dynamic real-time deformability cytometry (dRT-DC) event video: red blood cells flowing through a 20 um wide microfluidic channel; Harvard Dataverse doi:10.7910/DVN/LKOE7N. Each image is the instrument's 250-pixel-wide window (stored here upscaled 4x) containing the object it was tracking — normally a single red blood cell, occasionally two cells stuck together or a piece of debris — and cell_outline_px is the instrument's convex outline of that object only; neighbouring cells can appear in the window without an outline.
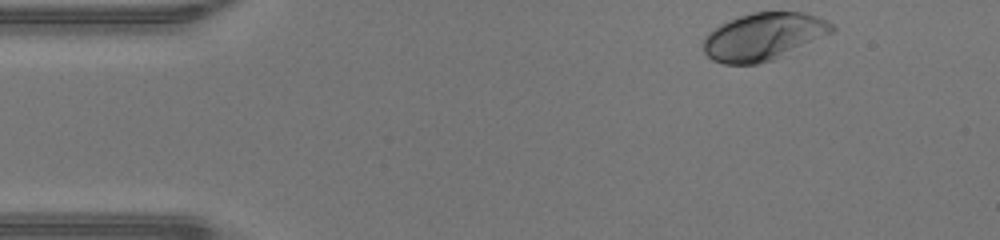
{"species": "human", "species_latin": "Homo sapiens", "temperature_condition": "warm", "stored_images_in_passage": 42, "camera_frame_rate_fps": 3000, "um_per_image_px": 0.085, "donor": {"sex": "male"}, "frame": {"image": 1, "passage_image": 1, "time_ms": 0.0, "image_size_px": [1000, 240], "cell_outline_px": [[836, 28], [832, 32], [772, 60], [756, 64], [724, 64], [712, 60], [704, 52], [704, 36], [708, 32], [720, 24], [740, 16], [752, 12], [804, 12], [816, 16], [832, 24]], "centroid_in_image_um": [64.85, 3.1], "position_along_channel_um": 20.1, "area_um2": 35.08}}
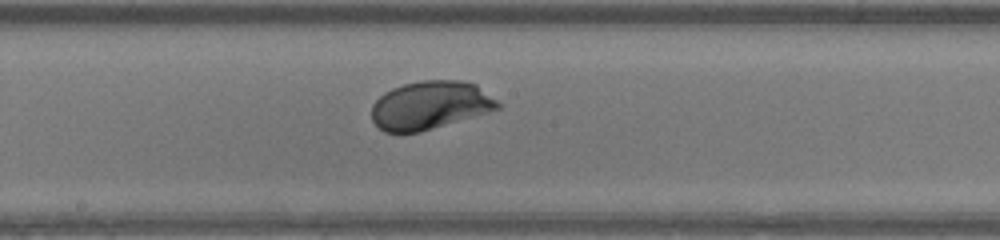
{"frame": {"image": 2, "passage_image": 20, "time_ms": 6.333, "image_size_px": [1000, 240], "cell_outline_px": [[504, 104], [500, 108], [488, 112], [420, 132], [384, 132], [372, 120], [372, 104], [384, 92], [392, 88], [404, 84], [420, 80], [460, 80], [476, 84]], "centroid_in_image_um": [36.58, 8.93], "position_along_channel_um": 211.6, "area_um2": 35.55}}
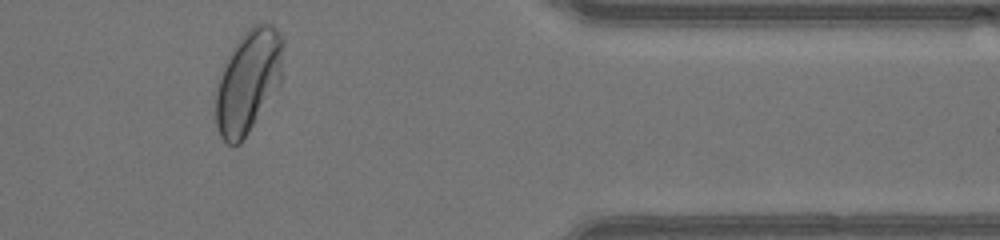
{"frame": {"image": 3, "passage_image": 34, "time_ms": 11.0, "image_size_px": [1000, 240], "cell_outline_px": [[284, 44], [280, 84], [240, 144], [228, 144], [220, 136], [216, 124], [216, 80], [224, 60], [240, 36], [252, 24], [260, 20], [264, 20], [272, 24], [284, 40]], "centroid_in_image_um": [21.09, 6.82], "position_along_channel_um": 390.3, "area_um2": 41.04}, "authors_computed_cell_mechanics": {"area_um2": 35.8938, "velocity_mm_per_s": 4.3933, "shape_relaxation_time_tau1_ms": 1.3082, "shape_relaxation_time_tau2_ms": null, "deformation_change_tau1": 0.1185, "deformation_change_tau2": null}}